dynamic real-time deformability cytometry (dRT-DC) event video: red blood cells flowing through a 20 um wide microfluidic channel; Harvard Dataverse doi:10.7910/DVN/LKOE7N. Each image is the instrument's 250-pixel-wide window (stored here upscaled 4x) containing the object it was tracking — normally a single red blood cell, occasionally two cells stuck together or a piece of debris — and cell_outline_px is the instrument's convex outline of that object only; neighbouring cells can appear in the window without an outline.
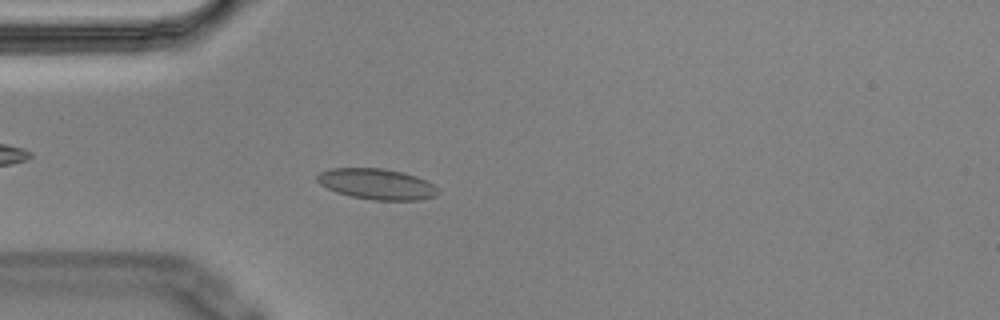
{"species": "Egyptian fruit bat (a non-hibernating species)", "species_latin": "Rousettus aegyptiacus", "temperature_condition": "cold", "stored_images_in_passage": 4, "camera_frame_rate_fps": 3000, "um_per_image_px": 0.085, "animal": {"sex": "male"}, "frame": {"image": 1, "passage_image": 4, "time_ms": 1.0, "image_size_px": [1000, 320], "cell_outline_px": [[440, 192], [436, 196], [420, 200], [372, 200], [352, 196], [336, 192], [320, 184], [316, 180], [316, 176], [320, 172], [332, 168], [384, 168], [404, 172], [416, 176], [432, 184]], "centroid_in_image_um": [32.03, 15.64], "position_along_channel_um": 53.0, "area_um2": 21.68}}